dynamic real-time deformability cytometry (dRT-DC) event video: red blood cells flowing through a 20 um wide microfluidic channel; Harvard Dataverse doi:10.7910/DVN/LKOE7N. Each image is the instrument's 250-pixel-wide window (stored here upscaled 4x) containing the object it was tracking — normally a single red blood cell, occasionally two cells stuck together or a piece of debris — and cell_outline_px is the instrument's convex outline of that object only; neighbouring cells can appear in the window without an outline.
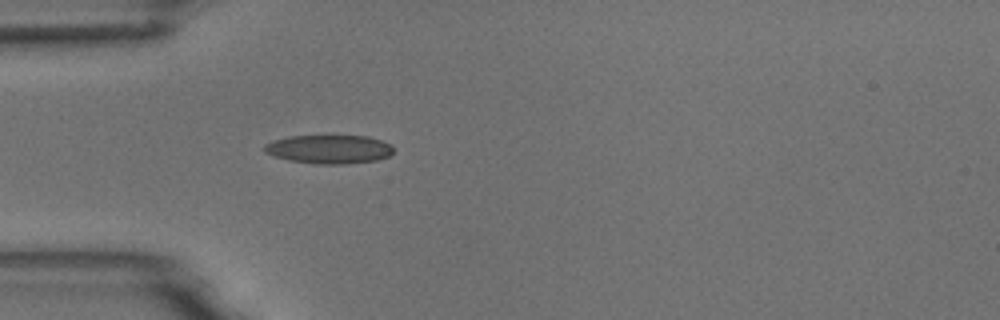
{"species": "common noctule bat (a hibernating species)", "species_latin": "Nyctalus noctula", "temperature_condition": "room temperature", "stored_images_in_passage": 3, "camera_frame_rate_fps": 3000, "um_per_image_px": 0.085, "animal": {"sex": "male", "body_mass_g": 18.8}, "frame": {"image": 1, "passage_image": 3, "time_ms": 2.333, "image_size_px": [1000, 320], "cell_outline_px": [[392, 152], [388, 156], [376, 160], [344, 164], [316, 164], [288, 160], [264, 152], [264, 144], [272, 140], [288, 136], [332, 132], [368, 136], [392, 144]], "centroid_in_image_um": [27.95, 12.62], "position_along_channel_um": 57.0, "area_um2": 22.72}}